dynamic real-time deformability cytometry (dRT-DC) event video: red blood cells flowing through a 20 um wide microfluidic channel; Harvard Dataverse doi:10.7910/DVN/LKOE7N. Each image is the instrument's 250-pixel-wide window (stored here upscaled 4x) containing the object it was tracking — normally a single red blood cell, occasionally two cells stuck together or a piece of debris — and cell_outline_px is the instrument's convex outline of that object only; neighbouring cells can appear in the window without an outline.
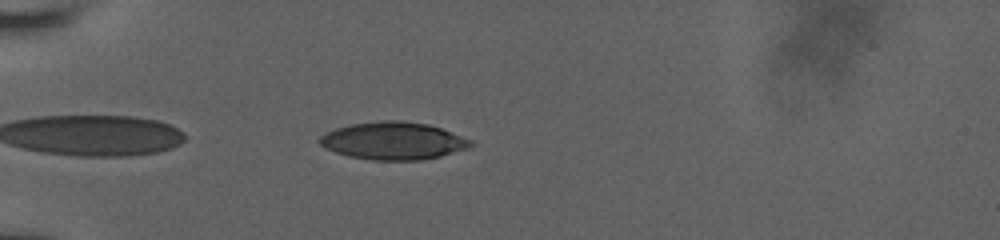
{"species": "human", "species_latin": "Homo sapiens", "temperature_condition": "room temperature", "stored_images_in_passage": 41, "camera_frame_rate_fps": 3000, "um_per_image_px": 0.085, "donor": {"sex": "male"}, "frame": {"image": 1, "passage_image": 3, "time_ms": 0.667, "image_size_px": [1000, 240], "cell_outline_px": [[472, 144], [464, 148], [440, 156], [420, 160], [372, 160], [348, 156], [336, 152], [320, 144], [316, 140], [320, 136], [336, 128], [352, 124], [380, 120], [400, 120], [428, 124], [440, 128], [472, 140]], "centroid_in_image_um": [33.39, 11.96], "position_along_channel_um": 51.6, "area_um2": 32.66}}
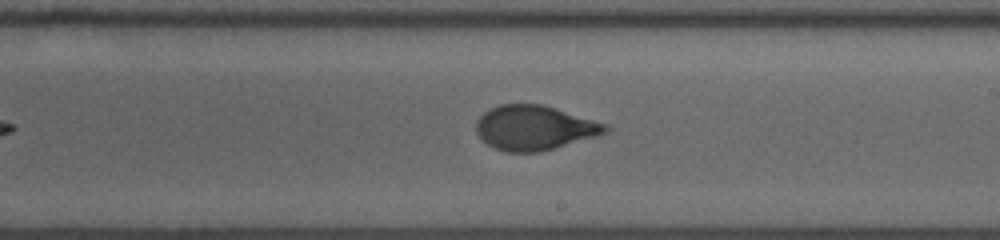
{"frame": {"image": 2, "passage_image": 20, "time_ms": 6.333, "image_size_px": [1000, 240], "cell_outline_px": [[608, 132], [596, 136], [540, 152], [504, 152], [492, 148], [476, 132], [476, 120], [488, 108], [500, 104], [540, 104], [608, 124]], "centroid_in_image_um": [45.39, 10.86], "position_along_channel_um": 243.6, "area_um2": 33.47}}
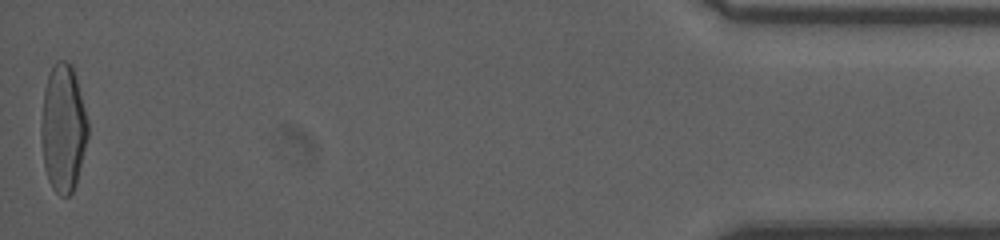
{"frame": {"image": 3, "passage_image": 41, "time_ms": 13.333, "image_size_px": [1000, 240], "cell_outline_px": [[88, 136], [76, 184], [72, 192], [68, 196], [60, 196], [52, 188], [48, 180], [44, 168], [40, 132], [40, 128], [44, 88], [48, 76], [56, 60], [64, 60], [72, 64], [88, 120]], "centroid_in_image_um": [5.36, 10.91], "position_along_channel_um": 429.8, "area_um2": 34.91}, "authors_computed_cell_mechanics": {"area_um2": 33.9286, "velocity_mm_per_s": 3.8397, "shape_relaxation_time_tau1_ms": 6.7293, "shape_relaxation_time_tau2_ms": 0.6866, "deformation_change_tau1": 0.2324, "deformation_change_tau2": 0.0599}}